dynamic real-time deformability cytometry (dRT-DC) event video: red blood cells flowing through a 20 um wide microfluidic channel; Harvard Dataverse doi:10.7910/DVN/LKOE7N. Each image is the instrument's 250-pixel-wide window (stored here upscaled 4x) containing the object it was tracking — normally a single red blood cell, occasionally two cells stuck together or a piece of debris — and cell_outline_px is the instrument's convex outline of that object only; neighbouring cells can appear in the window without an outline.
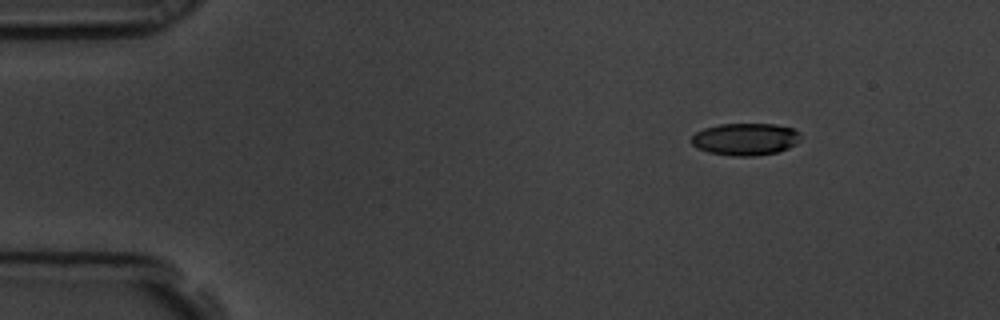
{"species": "common noctule bat (a hibernating species)", "species_latin": "Nyctalus noctula", "temperature_condition": "room temperature", "stored_images_in_passage": 3, "camera_frame_rate_fps": 3000, "um_per_image_px": 0.085, "animal": {"sex": "male", "body_mass_g": 19.5, "forearm_length_mm": 54.6}, "frame": {"image": 1, "passage_image": 1, "time_ms": 0.0, "image_size_px": [1000, 320], "cell_outline_px": [[800, 140], [796, 144], [788, 148], [776, 152], [756, 156], [732, 156], [708, 152], [696, 148], [692, 144], [692, 136], [696, 132], [704, 128], [720, 124], [776, 124], [792, 128], [800, 132]], "centroid_in_image_um": [63.36, 11.83], "position_along_channel_um": 21.6, "area_um2": 20.58}}